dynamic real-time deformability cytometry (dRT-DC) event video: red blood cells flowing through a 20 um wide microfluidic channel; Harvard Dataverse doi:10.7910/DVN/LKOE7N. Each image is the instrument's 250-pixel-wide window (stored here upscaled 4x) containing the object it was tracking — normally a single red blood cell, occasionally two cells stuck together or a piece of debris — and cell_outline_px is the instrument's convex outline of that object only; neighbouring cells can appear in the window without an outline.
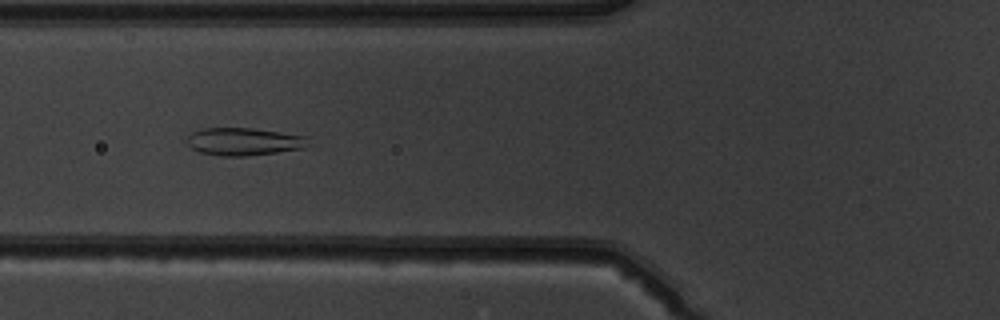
{"species": "common noctule bat (a hibernating species)", "species_latin": "Nyctalus noctula", "temperature_condition": "warm", "stored_images_in_passage": 37, "camera_frame_rate_fps": 3000, "um_per_image_px": 0.085, "animal": {"sex": "male", "body_mass_g": 19.5, "forearm_length_mm": 54.6}, "frame": {"image": 1, "passage_image": 10, "time_ms": 3.0, "image_size_px": [1000, 320], "cell_outline_px": [[312, 144], [304, 148], [248, 156], [220, 156], [200, 152], [192, 148], [188, 144], [188, 136], [192, 132], [200, 128], [252, 128], [308, 136]], "centroid_in_image_um": [20.78, 12.03], "position_along_channel_um": 105.0, "area_um2": 19.71}}
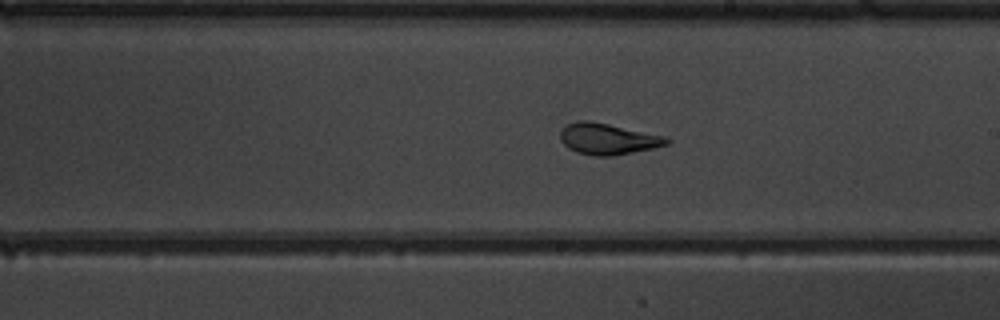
{"frame": {"image": 2, "passage_image": 20, "time_ms": 6.333, "image_size_px": [1000, 320], "cell_outline_px": [[672, 140], [668, 144], [652, 148], [612, 156], [592, 156], [576, 152], [568, 148], [560, 140], [560, 132], [568, 124], [576, 120], [588, 120], [608, 124], [664, 136]], "centroid_in_image_um": [51.63, 11.81], "position_along_channel_um": 237.4, "area_um2": 19.19}}
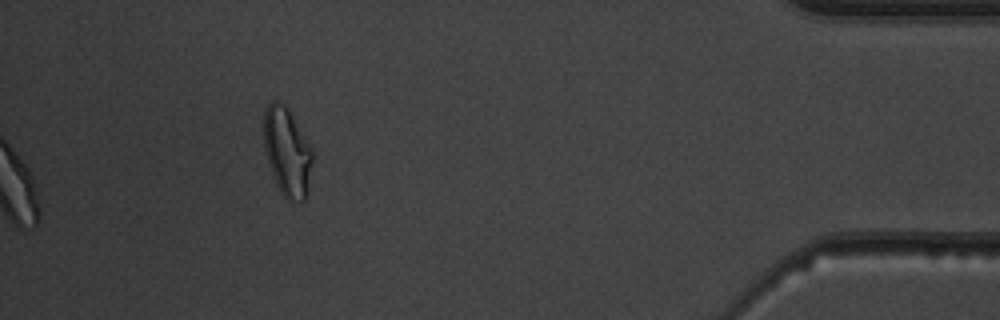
{"frame": {"image": 3, "passage_image": 37, "time_ms": 12.0, "image_size_px": [1000, 320], "cell_outline_px": [[312, 160], [308, 192], [304, 200], [288, 200], [284, 196], [276, 184], [264, 148], [264, 108], [272, 100], [276, 100], [284, 104], [288, 108], [312, 148]], "centroid_in_image_um": [24.4, 12.87], "position_along_channel_um": 410.8, "area_um2": 24.91}, "authors_computed_cell_mechanics": {"area_um2": 19.363, "velocity_mm_per_s": 3.9715, "shape_relaxation_time_tau1_ms": 10.0721, "shape_relaxation_time_tau2_ms": 1.3166, "deformation_change_tau1": 0.2332, "deformation_change_tau2": 0.0406}}